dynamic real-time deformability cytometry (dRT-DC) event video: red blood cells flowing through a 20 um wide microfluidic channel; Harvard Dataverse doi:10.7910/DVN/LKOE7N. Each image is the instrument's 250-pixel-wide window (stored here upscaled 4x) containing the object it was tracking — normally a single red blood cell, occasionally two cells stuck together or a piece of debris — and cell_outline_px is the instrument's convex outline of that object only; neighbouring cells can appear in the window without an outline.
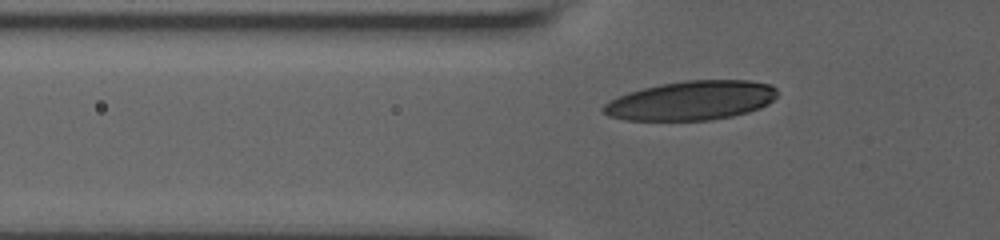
{"species": "human", "species_latin": "Homo sapiens", "temperature_condition": "room temperature", "stored_images_in_passage": 40, "camera_frame_rate_fps": 3000, "um_per_image_px": 0.085, "donor": {"sex": "male"}, "frame": {"image": 1, "passage_image": 10, "time_ms": 3.0, "image_size_px": [1000, 240], "cell_outline_px": [[776, 96], [768, 104], [760, 108], [748, 112], [732, 116], [708, 120], [624, 120], [608, 116], [600, 108], [604, 104], [628, 92], [660, 84], [684, 80], [748, 80], [772, 84], [776, 88]], "centroid_in_image_um": [58.77, 8.54], "position_along_channel_um": 67.0, "area_um2": 39.71}}
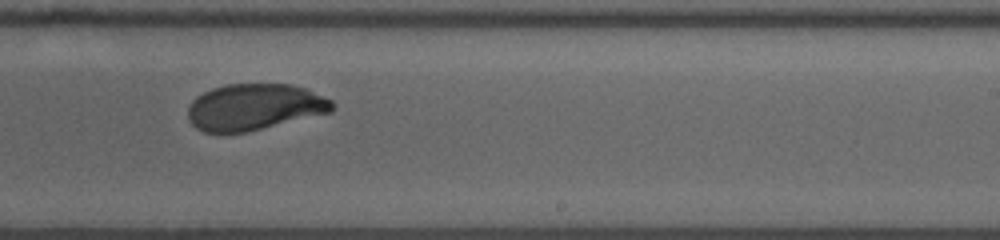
{"frame": {"image": 2, "passage_image": 27, "time_ms": 8.667, "image_size_px": [1000, 240], "cell_outline_px": [[336, 104], [332, 112], [248, 132], [204, 132], [196, 128], [188, 120], [188, 108], [192, 100], [196, 96], [212, 88], [228, 84], [292, 84], [304, 88], [332, 100]], "centroid_in_image_um": [21.63, 9.1], "position_along_channel_um": 267.4, "area_um2": 39.13}}
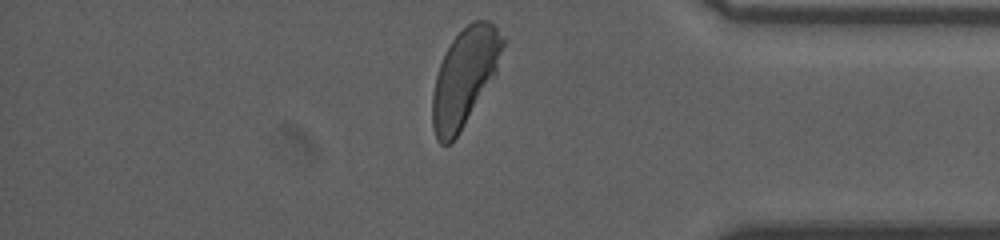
{"frame": {"image": 3, "passage_image": 39, "time_ms": 12.667, "image_size_px": [1000, 240], "cell_outline_px": [[504, 44], [496, 72], [460, 132], [452, 144], [440, 144], [436, 140], [432, 124], [432, 92], [436, 76], [440, 64], [452, 40], [472, 20], [488, 20], [504, 36]], "centroid_in_image_um": [39.47, 6.59], "position_along_channel_um": 395.7, "area_um2": 39.42}, "authors_computed_cell_mechanics": {"area_um2": 39.9109, "velocity_mm_per_s": 3.6219, "shape_relaxation_time_tau1_ms": 3.8751, "shape_relaxation_time_tau2_ms": null, "deformation_change_tau1": 0.1553, "deformation_change_tau2": null}}